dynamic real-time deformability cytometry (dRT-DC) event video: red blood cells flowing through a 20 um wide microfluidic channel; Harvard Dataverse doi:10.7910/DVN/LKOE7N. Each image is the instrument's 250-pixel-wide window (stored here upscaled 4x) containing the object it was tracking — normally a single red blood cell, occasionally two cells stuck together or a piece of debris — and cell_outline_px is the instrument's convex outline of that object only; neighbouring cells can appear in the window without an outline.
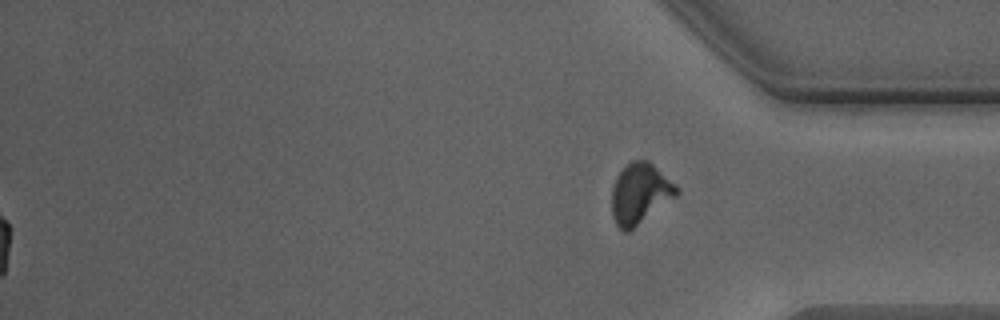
{"species": "Egyptian fruit bat (a non-hibernating species)", "species_latin": "Rousettus aegyptiacus", "temperature_condition": "warm", "stored_images_in_passage": 51, "segment_of_instrument_passage": [2, 2], "camera_frame_rate_fps": 3000, "um_per_image_px": 0.085, "animal": {"sex": "male"}, "frame": {"image": 1, "passage_image": 51, "time_ms": 16.667, "image_size_px": [1000, 320], "cell_outline_px": [[680, 192], [676, 196], [628, 232], [624, 232], [616, 224], [612, 216], [612, 184], [616, 176], [632, 160], [648, 160], [676, 184], [680, 188]], "centroid_in_image_um": [54.4, 16.44], "position_along_channel_um": 380.8, "area_um2": 22.77}}